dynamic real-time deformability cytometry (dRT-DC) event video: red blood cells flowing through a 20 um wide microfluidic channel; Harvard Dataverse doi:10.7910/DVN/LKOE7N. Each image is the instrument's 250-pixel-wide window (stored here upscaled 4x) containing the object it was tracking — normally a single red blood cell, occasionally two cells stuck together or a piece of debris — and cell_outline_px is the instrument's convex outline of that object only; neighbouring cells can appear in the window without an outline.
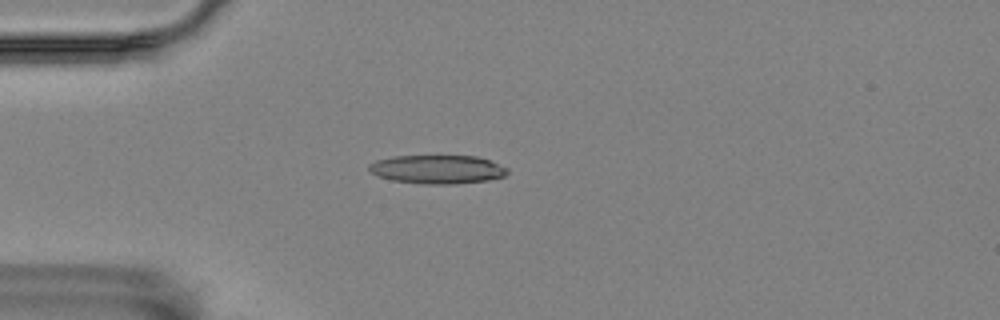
{"species": "Egyptian fruit bat (a non-hibernating species)", "species_latin": "Rousettus aegyptiacus", "temperature_condition": "room temperature", "stored_images_in_passage": 40, "camera_frame_rate_fps": 3000, "um_per_image_px": 0.085, "animal": {"sex": "female"}, "frame": {"image": 1, "passage_image": 2, "time_ms": 0.333, "image_size_px": [1000, 320], "cell_outline_px": [[508, 172], [504, 176], [488, 180], [452, 184], [424, 184], [392, 180], [380, 176], [372, 172], [368, 168], [368, 164], [376, 160], [392, 156], [476, 156], [488, 160], [508, 168]], "centroid_in_image_um": [37.17, 14.39], "position_along_channel_um": 47.8, "area_um2": 22.95}}
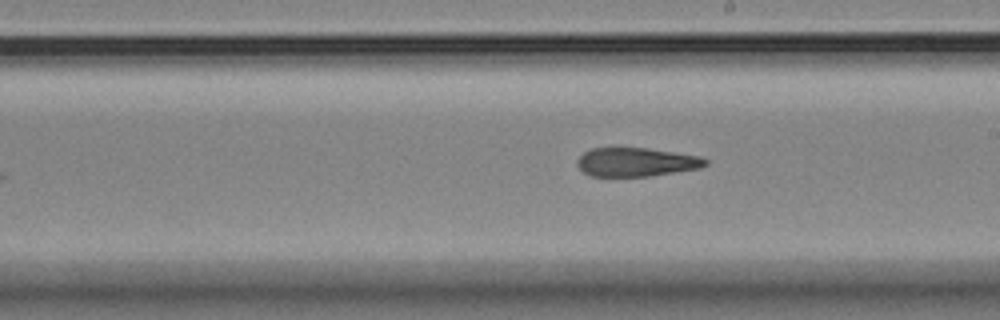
{"frame": {"image": 2, "passage_image": 19, "time_ms": 6.0, "image_size_px": [1000, 320], "cell_outline_px": [[708, 164], [700, 168], [676, 172], [648, 176], [592, 176], [584, 172], [576, 164], [576, 160], [584, 152], [592, 148], [644, 148], [700, 156], [708, 160]], "centroid_in_image_um": [54.08, 13.78], "position_along_channel_um": 234.9, "area_um2": 21.33}}
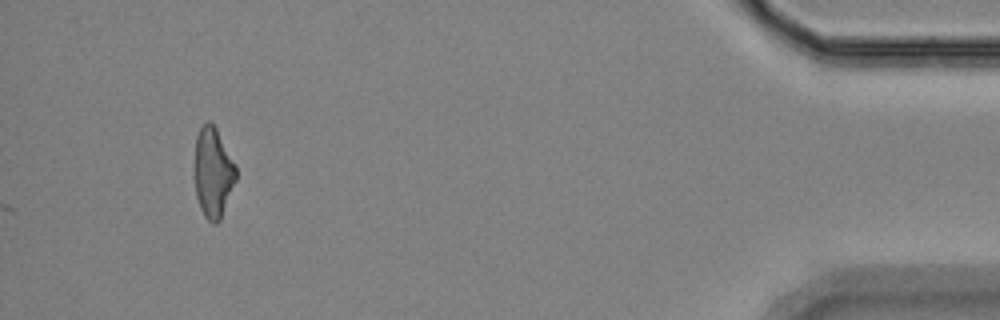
{"frame": {"image": 3, "passage_image": 40, "time_ms": 13.0, "image_size_px": [1000, 320], "cell_outline_px": [[236, 180], [220, 220], [216, 224], [212, 224], [204, 216], [200, 208], [196, 196], [196, 136], [200, 128], [208, 120], [216, 128], [236, 164]], "centroid_in_image_um": [18.13, 14.69], "position_along_channel_um": 417.1, "area_um2": 21.44}, "authors_computed_cell_mechanics": {"area_um2": 22.4842, "velocity_mm_per_s": 3.5433, "shape_relaxation_time_tau1_ms": null, "shape_relaxation_time_tau2_ms": 5.7738, "deformation_change_tau1": null, "deformation_change_tau2": 0.1777}}